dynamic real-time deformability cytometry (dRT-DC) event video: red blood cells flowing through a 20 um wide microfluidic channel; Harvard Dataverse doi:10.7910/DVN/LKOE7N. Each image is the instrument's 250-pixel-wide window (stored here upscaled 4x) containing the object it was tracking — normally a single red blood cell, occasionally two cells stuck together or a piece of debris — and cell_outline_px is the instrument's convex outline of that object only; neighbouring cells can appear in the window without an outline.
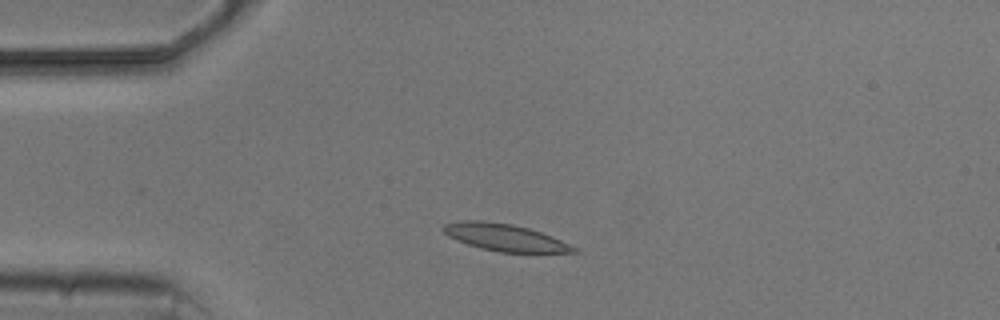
{"species": "common noctule bat (a hibernating species)", "species_latin": "Nyctalus noctula", "temperature_condition": "cold", "stored_images_in_passage": 9, "camera_frame_rate_fps": 3000, "um_per_image_px": 0.085, "animal": {"sex": "male", "body_mass_g": 20.5, "forearm_length_mm": 52.5}, "frame": {"image": 1, "passage_image": 3, "time_ms": 2.333, "image_size_px": [1000, 320], "cell_outline_px": [[580, 252], [500, 252], [480, 248], [456, 240], [448, 236], [440, 228], [444, 224], [460, 220], [480, 220], [512, 224], [528, 228], [552, 236], [576, 248]], "centroid_in_image_um": [42.85, 20.17], "position_along_channel_um": 42.2, "area_um2": 20.4}}
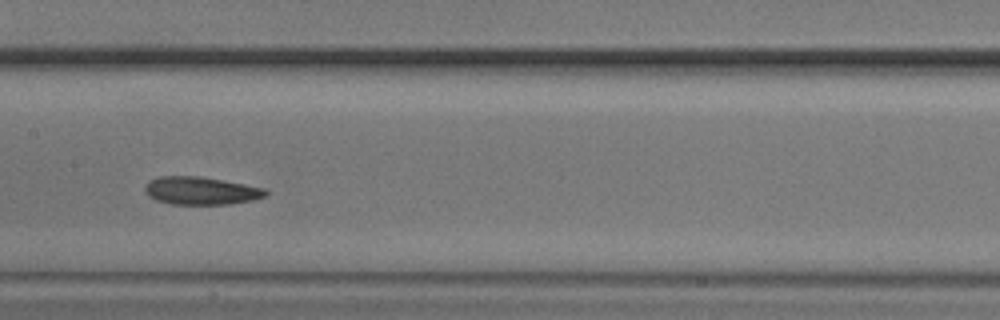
{"frame": {"image": 2, "passage_image": 7, "time_ms": 7.0, "image_size_px": [1000, 320], "cell_outline_px": [[268, 192], [264, 196], [252, 200], [228, 204], [172, 204], [156, 200], [148, 196], [144, 192], [144, 188], [152, 180], [160, 176], [200, 176], [244, 184], [264, 188]], "centroid_in_image_um": [17.06, 16.21], "position_along_channel_um": 190.3, "area_um2": 19.36}}
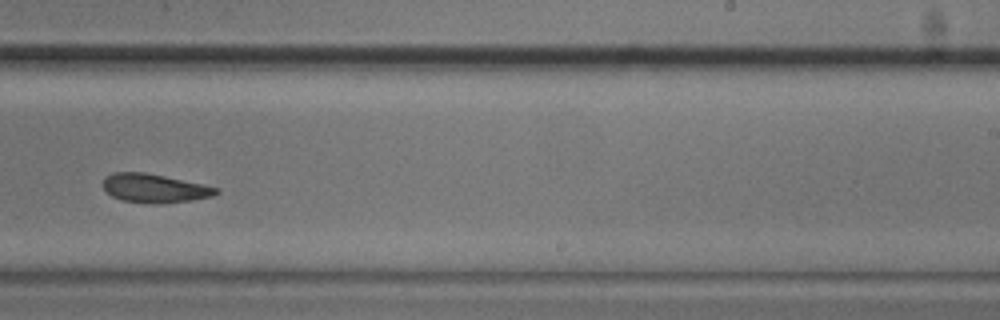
{"frame": {"image": 3, "passage_image": 9, "time_ms": 9.333, "image_size_px": [1000, 320], "cell_outline_px": [[220, 192], [212, 196], [192, 200], [160, 204], [148, 204], [120, 200], [112, 196], [104, 188], [104, 180], [112, 172], [144, 172], [204, 184], [220, 188]], "centroid_in_image_um": [13.17, 16.01], "position_along_channel_um": 275.8, "area_um2": 19.02}}